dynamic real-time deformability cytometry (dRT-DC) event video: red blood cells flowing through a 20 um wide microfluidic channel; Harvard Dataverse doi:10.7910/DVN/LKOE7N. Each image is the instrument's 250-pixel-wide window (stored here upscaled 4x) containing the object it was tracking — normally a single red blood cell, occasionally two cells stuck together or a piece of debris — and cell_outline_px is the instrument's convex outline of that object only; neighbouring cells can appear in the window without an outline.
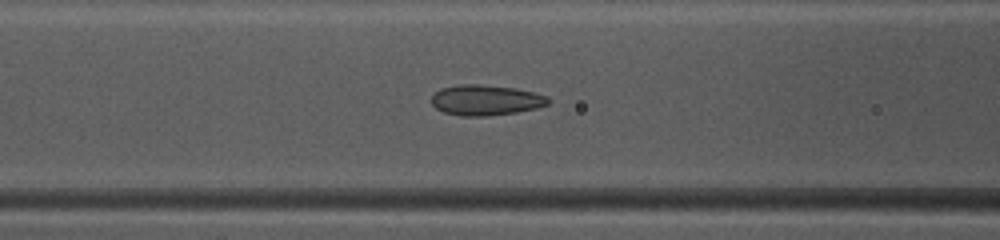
{"species": "common noctule bat (a hibernating species)", "species_latin": "Nyctalus noctula", "temperature_condition": "warm", "stored_images_in_passage": 35, "camera_frame_rate_fps": 3000, "um_per_image_px": 0.085, "animal": {"sex": "female", "body_mass_g": 10.0, "forearm_length_mm": 53.1}, "frame": {"image": 1, "passage_image": 9, "time_ms": 2.667, "image_size_px": [1000, 240], "cell_outline_px": [[552, 100], [548, 104], [536, 108], [516, 112], [484, 116], [460, 116], [444, 112], [436, 108], [432, 104], [432, 96], [440, 88], [460, 84], [476, 84], [516, 88], [548, 96]], "centroid_in_image_um": [41.29, 8.51], "position_along_channel_um": 125.3, "area_um2": 20.69}}
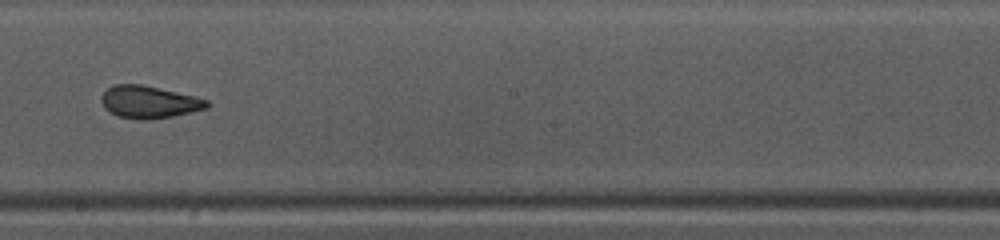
{"frame": {"image": 2, "passage_image": 17, "time_ms": 5.333, "image_size_px": [1000, 240], "cell_outline_px": [[212, 104], [208, 108], [172, 116], [148, 120], [140, 120], [120, 116], [104, 108], [100, 100], [100, 96], [108, 88], [116, 84], [140, 84], [196, 96], [208, 100]], "centroid_in_image_um": [12.69, 8.67], "position_along_channel_um": 235.5, "area_um2": 19.88}}
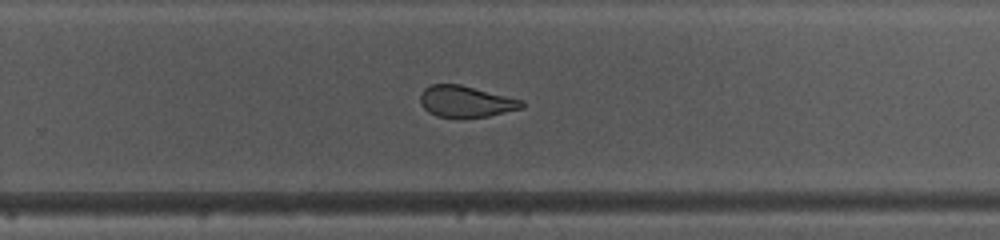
{"frame": {"image": 3, "passage_image": 21, "time_ms": 6.667, "image_size_px": [1000, 240], "cell_outline_px": [[524, 108], [488, 116], [436, 116], [428, 112], [424, 108], [420, 100], [420, 96], [424, 88], [432, 84], [460, 84], [524, 100]], "centroid_in_image_um": [39.62, 8.61], "position_along_channel_um": 290.2, "area_um2": 18.32}, "authors_computed_cell_mechanics": {"area_um2": 20.6924, "velocity_mm_per_s": 4.1211, "shape_relaxation_time_tau1_ms": 6.9215, "shape_relaxation_time_tau2_ms": 1.1273, "deformation_change_tau1": 0.1614, "deformation_change_tau2": 0.0866}}